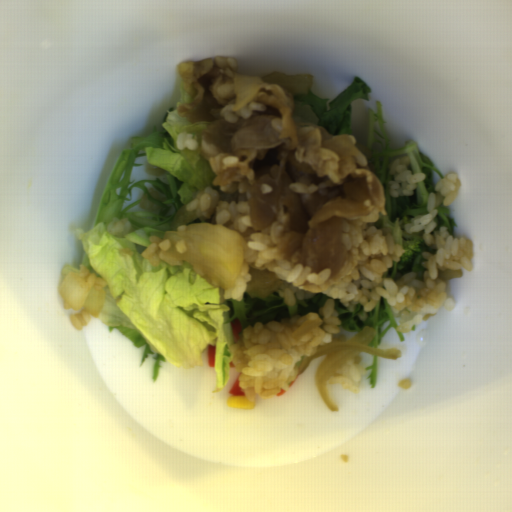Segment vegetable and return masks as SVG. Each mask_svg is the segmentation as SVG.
<instances>
[{"label":"vegetable","mask_w":512,"mask_h":512,"mask_svg":"<svg viewBox=\"0 0 512 512\" xmlns=\"http://www.w3.org/2000/svg\"><path fill=\"white\" fill-rule=\"evenodd\" d=\"M193 100L181 81L179 100L166 112L148 136H135L122 150L103 190L93 228H76L74 236L82 242L81 265L105 279V305L95 317L117 329L137 348L144 347L139 366L152 355L153 382H157L161 363L178 369L202 367L201 355L208 345L215 346L216 383L212 393L224 390L230 378L235 345L230 322L238 319L242 330L257 323L281 321L295 315L319 312L328 300L316 293L294 306L285 304L280 292L267 298L243 292L241 302L222 299L214 287L196 273L187 259L179 267L160 262L153 267L143 256L152 243L151 235L163 236L180 226L202 223L187 204L197 194L214 186L217 176L202 154L201 136L208 128L205 120L191 123L176 110L179 103ZM188 132L199 142L197 150H177L179 133ZM147 156L151 180L130 182L135 159ZM127 217L133 230L125 237L107 233L115 217Z\"/></svg>","instance_id":"add77e79"},{"label":"vegetable","mask_w":512,"mask_h":512,"mask_svg":"<svg viewBox=\"0 0 512 512\" xmlns=\"http://www.w3.org/2000/svg\"><path fill=\"white\" fill-rule=\"evenodd\" d=\"M375 104L377 109L367 108L368 130L365 148L372 155V167L383 187L384 207L387 213L385 216L391 221H400L406 217L408 223L412 218L427 213L428 199L435 189L434 172L441 179L445 176L435 168V163L430 158L420 152V147L413 139L405 141V146L399 149L391 148L384 127L386 121H384L383 104L381 101H376ZM407 155L411 157L409 166L411 173L426 174V180L418 184L412 196L390 197L388 167L392 160Z\"/></svg>","instance_id":"ea0f7189"},{"label":"vegetable","mask_w":512,"mask_h":512,"mask_svg":"<svg viewBox=\"0 0 512 512\" xmlns=\"http://www.w3.org/2000/svg\"><path fill=\"white\" fill-rule=\"evenodd\" d=\"M370 86L358 76L338 96L321 99L310 90L295 96L294 103L311 108L319 126L331 135H352V104L355 100H370Z\"/></svg>","instance_id":"f7b5029e"},{"label":"vegetable","mask_w":512,"mask_h":512,"mask_svg":"<svg viewBox=\"0 0 512 512\" xmlns=\"http://www.w3.org/2000/svg\"><path fill=\"white\" fill-rule=\"evenodd\" d=\"M333 304L340 321V329L356 334L366 327L375 329L376 335L370 341V347L379 349L385 333L390 328L395 329L401 343L406 341L402 332L398 331L399 323L386 298L379 299L369 312H365V307L359 303L354 304L353 311L348 310L341 300L333 299Z\"/></svg>","instance_id":"96ceb2fe"},{"label":"vegetable","mask_w":512,"mask_h":512,"mask_svg":"<svg viewBox=\"0 0 512 512\" xmlns=\"http://www.w3.org/2000/svg\"><path fill=\"white\" fill-rule=\"evenodd\" d=\"M415 235H420L423 242L419 246V252L415 255L414 259L410 264H408L405 268H398V262H394V264L389 267L386 271L383 272V276L387 278H392L395 280H400L401 276L408 272H415L419 274L423 268V252L429 250V247L425 241V230L411 232Z\"/></svg>","instance_id":"f1789d4c"},{"label":"vegetable","mask_w":512,"mask_h":512,"mask_svg":"<svg viewBox=\"0 0 512 512\" xmlns=\"http://www.w3.org/2000/svg\"><path fill=\"white\" fill-rule=\"evenodd\" d=\"M451 210L448 206H439L436 210L435 224L437 228H447L450 235L455 238V220L450 217Z\"/></svg>","instance_id":"8f37a823"},{"label":"vegetable","mask_w":512,"mask_h":512,"mask_svg":"<svg viewBox=\"0 0 512 512\" xmlns=\"http://www.w3.org/2000/svg\"><path fill=\"white\" fill-rule=\"evenodd\" d=\"M372 357H373L372 364L370 366H366L365 370L366 371L370 370V374L368 376L370 379L369 385H370L371 389H374L376 380H377V358H378V356H372Z\"/></svg>","instance_id":"6e5ebb59"}]
</instances>
